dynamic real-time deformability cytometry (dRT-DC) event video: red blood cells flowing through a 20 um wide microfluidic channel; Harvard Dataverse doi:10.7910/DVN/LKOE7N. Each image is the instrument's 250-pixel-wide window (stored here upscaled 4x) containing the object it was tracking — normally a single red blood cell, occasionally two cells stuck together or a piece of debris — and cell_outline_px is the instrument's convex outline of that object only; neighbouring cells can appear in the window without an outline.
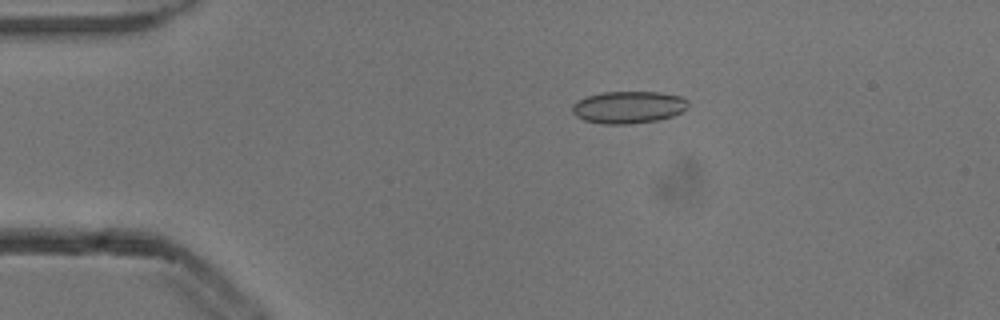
{"species": "common noctule bat (a hibernating species)", "species_latin": "Nyctalus noctula", "temperature_condition": "cold", "stored_images_in_passage": 43, "camera_frame_rate_fps": 3000, "um_per_image_px": 0.085, "animal": {"sex": "male", "body_mass_g": 13.3}, "frame": {"image": 1, "passage_image": 1, "time_ms": 0.0, "image_size_px": [1000, 320], "cell_outline_px": [[688, 108], [672, 116], [660, 120], [628, 124], [604, 124], [584, 120], [576, 116], [572, 112], [572, 104], [588, 96], [600, 92], [660, 92], [680, 96], [688, 100]], "centroid_in_image_um": [53.43, 9.11], "position_along_channel_um": 31.6, "area_um2": 21.79}}
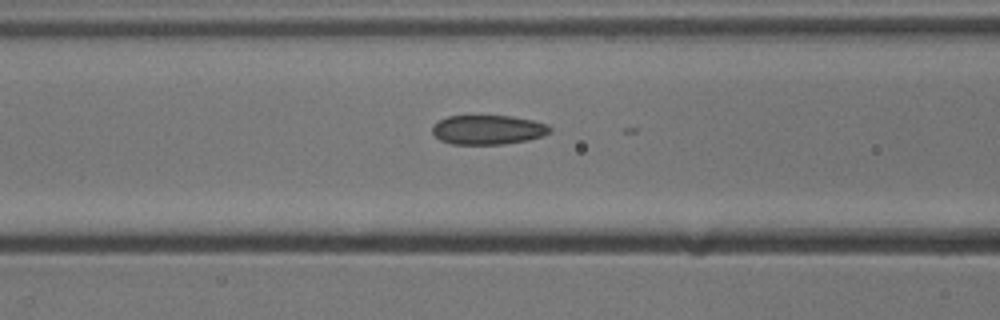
{"frame": {"image": 2, "passage_image": 12, "time_ms": 3.667, "image_size_px": [1000, 320], "cell_outline_px": [[552, 132], [528, 140], [504, 144], [452, 144], [440, 140], [432, 132], [432, 124], [448, 116], [512, 116], [532, 120], [548, 124], [552, 128]], "centroid_in_image_um": [41.48, 11.03], "position_along_channel_um": 125.1, "area_um2": 20.17}}
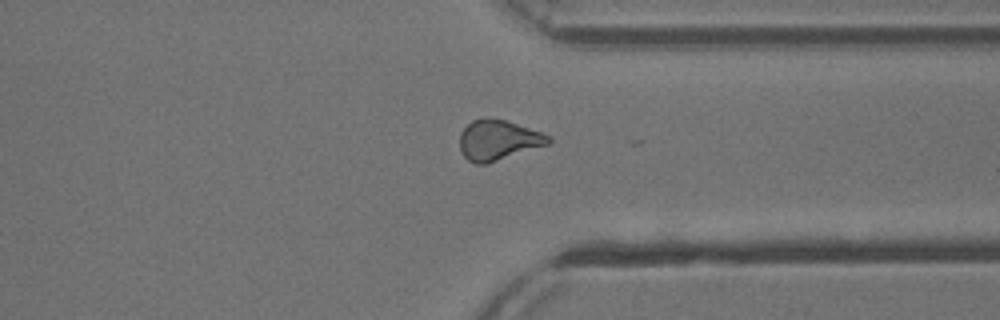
{"frame": {"image": 3, "passage_image": 31, "time_ms": 10.0, "image_size_px": [1000, 320], "cell_outline_px": [[552, 144], [488, 164], [476, 164], [468, 160], [464, 156], [460, 148], [460, 132], [472, 120], [484, 116], [504, 120], [552, 136]], "centroid_in_image_um": [42.38, 11.92], "position_along_channel_um": 369.0, "area_um2": 21.15}}